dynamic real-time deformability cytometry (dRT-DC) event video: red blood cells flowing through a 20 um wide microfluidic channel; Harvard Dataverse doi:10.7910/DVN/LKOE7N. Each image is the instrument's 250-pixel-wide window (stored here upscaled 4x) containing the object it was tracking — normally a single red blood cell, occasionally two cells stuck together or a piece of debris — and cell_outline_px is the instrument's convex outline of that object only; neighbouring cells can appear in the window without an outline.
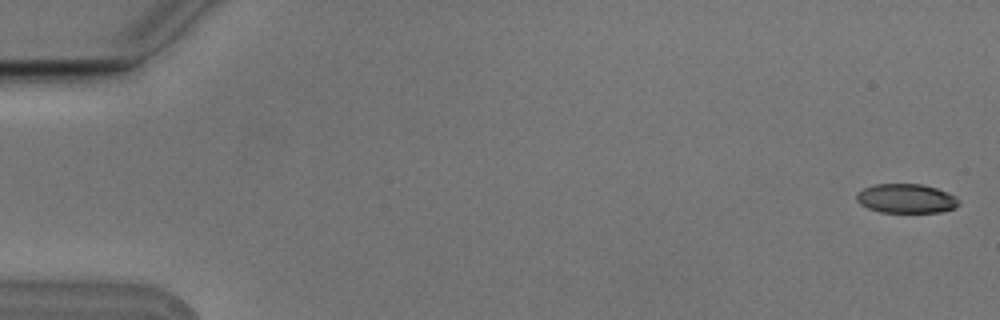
{"species": "Egyptian fruit bat (a non-hibernating species)", "species_latin": "Rousettus aegyptiacus", "temperature_condition": "cold", "stored_images_in_passage": 8, "camera_frame_rate_fps": 3000, "um_per_image_px": 0.085, "animal": {"sex": "male"}, "frame": {"image": 1, "passage_image": 1, "time_ms": 0.0, "image_size_px": [1000, 320], "cell_outline_px": [[960, 204], [956, 208], [940, 212], [880, 212], [868, 208], [860, 204], [856, 200], [856, 192], [864, 188], [876, 184], [924, 184], [948, 192], [956, 196], [960, 200]], "centroid_in_image_um": [77.05, 16.87], "position_along_channel_um": 7.9, "area_um2": 17.63}}
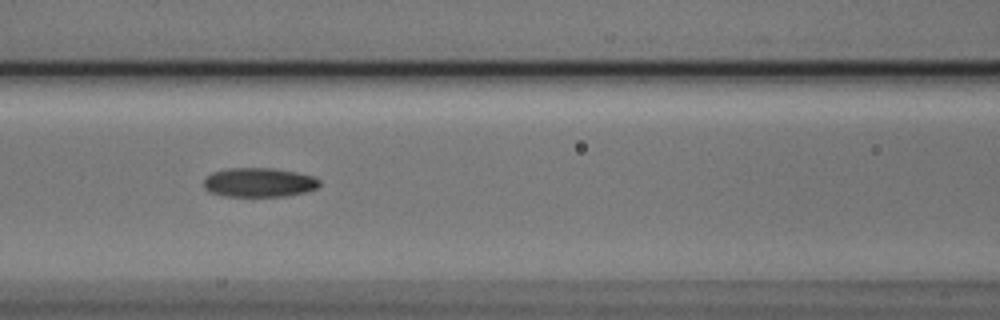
{"frame": {"image": 2, "passage_image": 7, "time_ms": 2.0, "image_size_px": [1000, 320], "cell_outline_px": [[320, 184], [316, 188], [308, 192], [284, 196], [224, 196], [208, 192], [204, 188], [204, 176], [212, 172], [228, 168], [272, 168], [296, 172], [312, 176], [320, 180]], "centroid_in_image_um": [21.98, 15.51], "position_along_channel_um": 144.6, "area_um2": 19.88}}
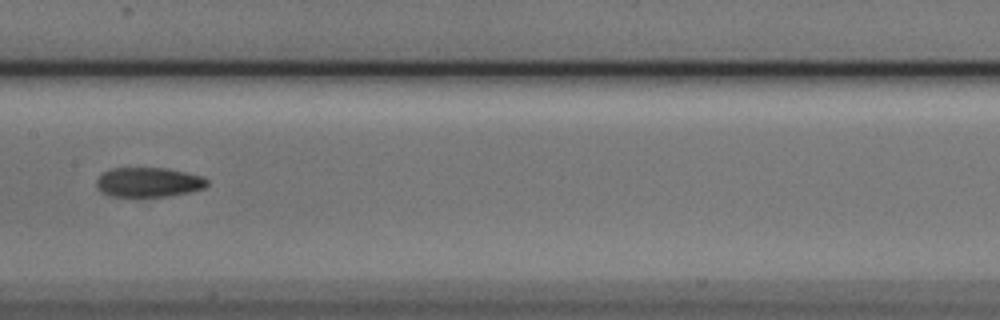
{"frame": {"image": 3, "passage_image": 8, "time_ms": 2.333, "image_size_px": [1000, 320], "cell_outline_px": [[208, 184], [204, 188], [188, 192], [168, 196], [108, 196], [100, 192], [96, 188], [96, 180], [104, 172], [112, 168], [168, 168], [204, 176], [208, 180]], "centroid_in_image_um": [12.62, 15.48], "position_along_channel_um": 194.8, "area_um2": 19.19}}